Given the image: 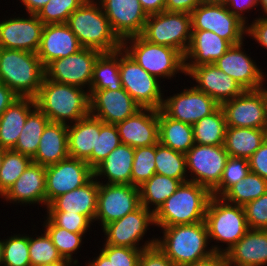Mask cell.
I'll list each match as a JSON object with an SVG mask.
<instances>
[{
	"label": "cell",
	"mask_w": 267,
	"mask_h": 266,
	"mask_svg": "<svg viewBox=\"0 0 267 266\" xmlns=\"http://www.w3.org/2000/svg\"><path fill=\"white\" fill-rule=\"evenodd\" d=\"M49 122L48 117L36 107L28 115L13 150L32 159L38 150L40 138Z\"/></svg>",
	"instance_id": "obj_38"
},
{
	"label": "cell",
	"mask_w": 267,
	"mask_h": 266,
	"mask_svg": "<svg viewBox=\"0 0 267 266\" xmlns=\"http://www.w3.org/2000/svg\"><path fill=\"white\" fill-rule=\"evenodd\" d=\"M122 49L158 79H171L177 73L185 75L184 56L172 47L150 43L139 35L123 40Z\"/></svg>",
	"instance_id": "obj_7"
},
{
	"label": "cell",
	"mask_w": 267,
	"mask_h": 266,
	"mask_svg": "<svg viewBox=\"0 0 267 266\" xmlns=\"http://www.w3.org/2000/svg\"><path fill=\"white\" fill-rule=\"evenodd\" d=\"M140 206L139 187L129 184H104L99 181L95 221L101 222L102 228Z\"/></svg>",
	"instance_id": "obj_14"
},
{
	"label": "cell",
	"mask_w": 267,
	"mask_h": 266,
	"mask_svg": "<svg viewBox=\"0 0 267 266\" xmlns=\"http://www.w3.org/2000/svg\"><path fill=\"white\" fill-rule=\"evenodd\" d=\"M45 69L37 53L0 48V82L18 97L35 98Z\"/></svg>",
	"instance_id": "obj_5"
},
{
	"label": "cell",
	"mask_w": 267,
	"mask_h": 266,
	"mask_svg": "<svg viewBox=\"0 0 267 266\" xmlns=\"http://www.w3.org/2000/svg\"><path fill=\"white\" fill-rule=\"evenodd\" d=\"M254 22L247 23V31L245 36L254 38L257 43L267 49V18H255Z\"/></svg>",
	"instance_id": "obj_54"
},
{
	"label": "cell",
	"mask_w": 267,
	"mask_h": 266,
	"mask_svg": "<svg viewBox=\"0 0 267 266\" xmlns=\"http://www.w3.org/2000/svg\"><path fill=\"white\" fill-rule=\"evenodd\" d=\"M32 159L13 149L5 150L0 168V196L2 197L14 182L22 175Z\"/></svg>",
	"instance_id": "obj_42"
},
{
	"label": "cell",
	"mask_w": 267,
	"mask_h": 266,
	"mask_svg": "<svg viewBox=\"0 0 267 266\" xmlns=\"http://www.w3.org/2000/svg\"><path fill=\"white\" fill-rule=\"evenodd\" d=\"M185 155L189 181L212 191L219 184L229 158L224 145L194 144Z\"/></svg>",
	"instance_id": "obj_12"
},
{
	"label": "cell",
	"mask_w": 267,
	"mask_h": 266,
	"mask_svg": "<svg viewBox=\"0 0 267 266\" xmlns=\"http://www.w3.org/2000/svg\"><path fill=\"white\" fill-rule=\"evenodd\" d=\"M243 208L249 229L267 230V192Z\"/></svg>",
	"instance_id": "obj_50"
},
{
	"label": "cell",
	"mask_w": 267,
	"mask_h": 266,
	"mask_svg": "<svg viewBox=\"0 0 267 266\" xmlns=\"http://www.w3.org/2000/svg\"><path fill=\"white\" fill-rule=\"evenodd\" d=\"M122 144L146 147L159 142L158 110L141 108L134 115L116 124Z\"/></svg>",
	"instance_id": "obj_23"
},
{
	"label": "cell",
	"mask_w": 267,
	"mask_h": 266,
	"mask_svg": "<svg viewBox=\"0 0 267 266\" xmlns=\"http://www.w3.org/2000/svg\"><path fill=\"white\" fill-rule=\"evenodd\" d=\"M266 192L267 180L250 171L244 179L231 186L221 198L230 204L244 206Z\"/></svg>",
	"instance_id": "obj_39"
},
{
	"label": "cell",
	"mask_w": 267,
	"mask_h": 266,
	"mask_svg": "<svg viewBox=\"0 0 267 266\" xmlns=\"http://www.w3.org/2000/svg\"><path fill=\"white\" fill-rule=\"evenodd\" d=\"M147 15L161 13L165 10V0H139Z\"/></svg>",
	"instance_id": "obj_59"
},
{
	"label": "cell",
	"mask_w": 267,
	"mask_h": 266,
	"mask_svg": "<svg viewBox=\"0 0 267 266\" xmlns=\"http://www.w3.org/2000/svg\"><path fill=\"white\" fill-rule=\"evenodd\" d=\"M134 161V148L127 144H120L94 169V177L108 179L107 184L131 185L132 164Z\"/></svg>",
	"instance_id": "obj_32"
},
{
	"label": "cell",
	"mask_w": 267,
	"mask_h": 266,
	"mask_svg": "<svg viewBox=\"0 0 267 266\" xmlns=\"http://www.w3.org/2000/svg\"><path fill=\"white\" fill-rule=\"evenodd\" d=\"M161 229L163 237L156 238V245L175 266L194 263L214 253L208 247L209 236L205 221Z\"/></svg>",
	"instance_id": "obj_3"
},
{
	"label": "cell",
	"mask_w": 267,
	"mask_h": 266,
	"mask_svg": "<svg viewBox=\"0 0 267 266\" xmlns=\"http://www.w3.org/2000/svg\"><path fill=\"white\" fill-rule=\"evenodd\" d=\"M227 127L267 129L263 94L258 90H245L241 95L220 105Z\"/></svg>",
	"instance_id": "obj_17"
},
{
	"label": "cell",
	"mask_w": 267,
	"mask_h": 266,
	"mask_svg": "<svg viewBox=\"0 0 267 266\" xmlns=\"http://www.w3.org/2000/svg\"><path fill=\"white\" fill-rule=\"evenodd\" d=\"M181 183L180 180L155 173L148 181L139 186L141 205L155 213Z\"/></svg>",
	"instance_id": "obj_36"
},
{
	"label": "cell",
	"mask_w": 267,
	"mask_h": 266,
	"mask_svg": "<svg viewBox=\"0 0 267 266\" xmlns=\"http://www.w3.org/2000/svg\"><path fill=\"white\" fill-rule=\"evenodd\" d=\"M114 33L123 41L142 34L148 15L139 0H97Z\"/></svg>",
	"instance_id": "obj_18"
},
{
	"label": "cell",
	"mask_w": 267,
	"mask_h": 266,
	"mask_svg": "<svg viewBox=\"0 0 267 266\" xmlns=\"http://www.w3.org/2000/svg\"><path fill=\"white\" fill-rule=\"evenodd\" d=\"M219 107L213 98L193 86L164 98L161 110L171 119L194 125Z\"/></svg>",
	"instance_id": "obj_16"
},
{
	"label": "cell",
	"mask_w": 267,
	"mask_h": 266,
	"mask_svg": "<svg viewBox=\"0 0 267 266\" xmlns=\"http://www.w3.org/2000/svg\"><path fill=\"white\" fill-rule=\"evenodd\" d=\"M249 172L248 159L229 157L219 184L211 191L212 196L221 197L231 186L244 179Z\"/></svg>",
	"instance_id": "obj_48"
},
{
	"label": "cell",
	"mask_w": 267,
	"mask_h": 266,
	"mask_svg": "<svg viewBox=\"0 0 267 266\" xmlns=\"http://www.w3.org/2000/svg\"><path fill=\"white\" fill-rule=\"evenodd\" d=\"M212 193L195 182L181 183L178 189L154 213L160 228L202 222Z\"/></svg>",
	"instance_id": "obj_4"
},
{
	"label": "cell",
	"mask_w": 267,
	"mask_h": 266,
	"mask_svg": "<svg viewBox=\"0 0 267 266\" xmlns=\"http://www.w3.org/2000/svg\"><path fill=\"white\" fill-rule=\"evenodd\" d=\"M66 24L83 48L95 49L101 53L122 49V41L112 30L97 0H86L69 16Z\"/></svg>",
	"instance_id": "obj_2"
},
{
	"label": "cell",
	"mask_w": 267,
	"mask_h": 266,
	"mask_svg": "<svg viewBox=\"0 0 267 266\" xmlns=\"http://www.w3.org/2000/svg\"><path fill=\"white\" fill-rule=\"evenodd\" d=\"M17 98L18 96L10 88L0 82V116Z\"/></svg>",
	"instance_id": "obj_58"
},
{
	"label": "cell",
	"mask_w": 267,
	"mask_h": 266,
	"mask_svg": "<svg viewBox=\"0 0 267 266\" xmlns=\"http://www.w3.org/2000/svg\"><path fill=\"white\" fill-rule=\"evenodd\" d=\"M104 122L91 114L68 125L69 157L86 161L96 150L97 134Z\"/></svg>",
	"instance_id": "obj_31"
},
{
	"label": "cell",
	"mask_w": 267,
	"mask_h": 266,
	"mask_svg": "<svg viewBox=\"0 0 267 266\" xmlns=\"http://www.w3.org/2000/svg\"><path fill=\"white\" fill-rule=\"evenodd\" d=\"M29 258L31 266H41L57 262H71L62 258L48 234L29 236Z\"/></svg>",
	"instance_id": "obj_43"
},
{
	"label": "cell",
	"mask_w": 267,
	"mask_h": 266,
	"mask_svg": "<svg viewBox=\"0 0 267 266\" xmlns=\"http://www.w3.org/2000/svg\"><path fill=\"white\" fill-rule=\"evenodd\" d=\"M44 24L36 14L0 21V48L37 53Z\"/></svg>",
	"instance_id": "obj_19"
},
{
	"label": "cell",
	"mask_w": 267,
	"mask_h": 266,
	"mask_svg": "<svg viewBox=\"0 0 267 266\" xmlns=\"http://www.w3.org/2000/svg\"><path fill=\"white\" fill-rule=\"evenodd\" d=\"M47 214L45 218H48L54 225L74 233H86L92 224L87 216L79 213L47 211Z\"/></svg>",
	"instance_id": "obj_49"
},
{
	"label": "cell",
	"mask_w": 267,
	"mask_h": 266,
	"mask_svg": "<svg viewBox=\"0 0 267 266\" xmlns=\"http://www.w3.org/2000/svg\"><path fill=\"white\" fill-rule=\"evenodd\" d=\"M267 138V129L227 127L224 147L229 157L249 159Z\"/></svg>",
	"instance_id": "obj_33"
},
{
	"label": "cell",
	"mask_w": 267,
	"mask_h": 266,
	"mask_svg": "<svg viewBox=\"0 0 267 266\" xmlns=\"http://www.w3.org/2000/svg\"><path fill=\"white\" fill-rule=\"evenodd\" d=\"M231 44L212 31L192 30L191 41L184 55L185 67L213 64Z\"/></svg>",
	"instance_id": "obj_26"
},
{
	"label": "cell",
	"mask_w": 267,
	"mask_h": 266,
	"mask_svg": "<svg viewBox=\"0 0 267 266\" xmlns=\"http://www.w3.org/2000/svg\"><path fill=\"white\" fill-rule=\"evenodd\" d=\"M139 266H175L174 263L157 247L143 249L139 257Z\"/></svg>",
	"instance_id": "obj_52"
},
{
	"label": "cell",
	"mask_w": 267,
	"mask_h": 266,
	"mask_svg": "<svg viewBox=\"0 0 267 266\" xmlns=\"http://www.w3.org/2000/svg\"><path fill=\"white\" fill-rule=\"evenodd\" d=\"M159 143L186 154L194 145L192 125L168 117L158 110Z\"/></svg>",
	"instance_id": "obj_34"
},
{
	"label": "cell",
	"mask_w": 267,
	"mask_h": 266,
	"mask_svg": "<svg viewBox=\"0 0 267 266\" xmlns=\"http://www.w3.org/2000/svg\"><path fill=\"white\" fill-rule=\"evenodd\" d=\"M100 251L112 262L113 266H139L142 249L112 246L104 243Z\"/></svg>",
	"instance_id": "obj_51"
},
{
	"label": "cell",
	"mask_w": 267,
	"mask_h": 266,
	"mask_svg": "<svg viewBox=\"0 0 267 266\" xmlns=\"http://www.w3.org/2000/svg\"><path fill=\"white\" fill-rule=\"evenodd\" d=\"M3 261V240H0V266H2Z\"/></svg>",
	"instance_id": "obj_65"
},
{
	"label": "cell",
	"mask_w": 267,
	"mask_h": 266,
	"mask_svg": "<svg viewBox=\"0 0 267 266\" xmlns=\"http://www.w3.org/2000/svg\"><path fill=\"white\" fill-rule=\"evenodd\" d=\"M155 171L156 174L180 180L182 183L189 181L186 155L159 142L156 144Z\"/></svg>",
	"instance_id": "obj_40"
},
{
	"label": "cell",
	"mask_w": 267,
	"mask_h": 266,
	"mask_svg": "<svg viewBox=\"0 0 267 266\" xmlns=\"http://www.w3.org/2000/svg\"><path fill=\"white\" fill-rule=\"evenodd\" d=\"M225 255L232 266H266L267 230L249 229Z\"/></svg>",
	"instance_id": "obj_28"
},
{
	"label": "cell",
	"mask_w": 267,
	"mask_h": 266,
	"mask_svg": "<svg viewBox=\"0 0 267 266\" xmlns=\"http://www.w3.org/2000/svg\"><path fill=\"white\" fill-rule=\"evenodd\" d=\"M243 46V42L231 45L213 64L237 81L244 90H258L264 85V72L245 53V50L242 51Z\"/></svg>",
	"instance_id": "obj_22"
},
{
	"label": "cell",
	"mask_w": 267,
	"mask_h": 266,
	"mask_svg": "<svg viewBox=\"0 0 267 266\" xmlns=\"http://www.w3.org/2000/svg\"><path fill=\"white\" fill-rule=\"evenodd\" d=\"M248 160L250 171L267 180V138Z\"/></svg>",
	"instance_id": "obj_53"
},
{
	"label": "cell",
	"mask_w": 267,
	"mask_h": 266,
	"mask_svg": "<svg viewBox=\"0 0 267 266\" xmlns=\"http://www.w3.org/2000/svg\"><path fill=\"white\" fill-rule=\"evenodd\" d=\"M94 177L93 169L81 159L68 157L46 167V206L56 197L82 187Z\"/></svg>",
	"instance_id": "obj_15"
},
{
	"label": "cell",
	"mask_w": 267,
	"mask_h": 266,
	"mask_svg": "<svg viewBox=\"0 0 267 266\" xmlns=\"http://www.w3.org/2000/svg\"><path fill=\"white\" fill-rule=\"evenodd\" d=\"M156 144L134 149L131 185L139 187L155 173Z\"/></svg>",
	"instance_id": "obj_44"
},
{
	"label": "cell",
	"mask_w": 267,
	"mask_h": 266,
	"mask_svg": "<svg viewBox=\"0 0 267 266\" xmlns=\"http://www.w3.org/2000/svg\"><path fill=\"white\" fill-rule=\"evenodd\" d=\"M68 157V124L49 122L32 162L47 167Z\"/></svg>",
	"instance_id": "obj_29"
},
{
	"label": "cell",
	"mask_w": 267,
	"mask_h": 266,
	"mask_svg": "<svg viewBox=\"0 0 267 266\" xmlns=\"http://www.w3.org/2000/svg\"><path fill=\"white\" fill-rule=\"evenodd\" d=\"M209 240L226 243V248L210 246L214 253L225 254L249 230L243 206L230 204L221 197L212 196L205 215Z\"/></svg>",
	"instance_id": "obj_6"
},
{
	"label": "cell",
	"mask_w": 267,
	"mask_h": 266,
	"mask_svg": "<svg viewBox=\"0 0 267 266\" xmlns=\"http://www.w3.org/2000/svg\"><path fill=\"white\" fill-rule=\"evenodd\" d=\"M192 34L191 15L164 10L148 15L141 36L150 43L172 47L185 55Z\"/></svg>",
	"instance_id": "obj_8"
},
{
	"label": "cell",
	"mask_w": 267,
	"mask_h": 266,
	"mask_svg": "<svg viewBox=\"0 0 267 266\" xmlns=\"http://www.w3.org/2000/svg\"><path fill=\"white\" fill-rule=\"evenodd\" d=\"M119 70L123 88L138 105L162 108L164 95L159 79L145 71L123 49L119 50Z\"/></svg>",
	"instance_id": "obj_9"
},
{
	"label": "cell",
	"mask_w": 267,
	"mask_h": 266,
	"mask_svg": "<svg viewBox=\"0 0 267 266\" xmlns=\"http://www.w3.org/2000/svg\"><path fill=\"white\" fill-rule=\"evenodd\" d=\"M43 227L62 258L78 264V260L73 259V254H75L82 245V238L85 233L70 232L54 225L48 218L43 223Z\"/></svg>",
	"instance_id": "obj_41"
},
{
	"label": "cell",
	"mask_w": 267,
	"mask_h": 266,
	"mask_svg": "<svg viewBox=\"0 0 267 266\" xmlns=\"http://www.w3.org/2000/svg\"><path fill=\"white\" fill-rule=\"evenodd\" d=\"M45 177L46 167L31 162L2 197L13 204H42L46 207Z\"/></svg>",
	"instance_id": "obj_24"
},
{
	"label": "cell",
	"mask_w": 267,
	"mask_h": 266,
	"mask_svg": "<svg viewBox=\"0 0 267 266\" xmlns=\"http://www.w3.org/2000/svg\"><path fill=\"white\" fill-rule=\"evenodd\" d=\"M192 128L194 144L224 145L227 123L221 107L197 121Z\"/></svg>",
	"instance_id": "obj_37"
},
{
	"label": "cell",
	"mask_w": 267,
	"mask_h": 266,
	"mask_svg": "<svg viewBox=\"0 0 267 266\" xmlns=\"http://www.w3.org/2000/svg\"><path fill=\"white\" fill-rule=\"evenodd\" d=\"M119 70V50L101 53L93 66V77L89 90L122 89Z\"/></svg>",
	"instance_id": "obj_35"
},
{
	"label": "cell",
	"mask_w": 267,
	"mask_h": 266,
	"mask_svg": "<svg viewBox=\"0 0 267 266\" xmlns=\"http://www.w3.org/2000/svg\"><path fill=\"white\" fill-rule=\"evenodd\" d=\"M89 93L90 114L104 123L116 125L142 108L124 88L89 90Z\"/></svg>",
	"instance_id": "obj_20"
},
{
	"label": "cell",
	"mask_w": 267,
	"mask_h": 266,
	"mask_svg": "<svg viewBox=\"0 0 267 266\" xmlns=\"http://www.w3.org/2000/svg\"><path fill=\"white\" fill-rule=\"evenodd\" d=\"M33 108V109H32ZM36 108L34 98L18 97L0 116V147L14 149L28 115Z\"/></svg>",
	"instance_id": "obj_30"
},
{
	"label": "cell",
	"mask_w": 267,
	"mask_h": 266,
	"mask_svg": "<svg viewBox=\"0 0 267 266\" xmlns=\"http://www.w3.org/2000/svg\"><path fill=\"white\" fill-rule=\"evenodd\" d=\"M185 75L195 80L194 87L213 98L219 105L241 95V85L214 64L185 67Z\"/></svg>",
	"instance_id": "obj_21"
},
{
	"label": "cell",
	"mask_w": 267,
	"mask_h": 266,
	"mask_svg": "<svg viewBox=\"0 0 267 266\" xmlns=\"http://www.w3.org/2000/svg\"><path fill=\"white\" fill-rule=\"evenodd\" d=\"M190 15L192 30L212 31L231 45L244 42L247 24L233 15L223 3H202Z\"/></svg>",
	"instance_id": "obj_10"
},
{
	"label": "cell",
	"mask_w": 267,
	"mask_h": 266,
	"mask_svg": "<svg viewBox=\"0 0 267 266\" xmlns=\"http://www.w3.org/2000/svg\"><path fill=\"white\" fill-rule=\"evenodd\" d=\"M260 90L262 91L263 94V100H264V104H265V118H266V122H267V88L265 89V87H263V85L260 87Z\"/></svg>",
	"instance_id": "obj_62"
},
{
	"label": "cell",
	"mask_w": 267,
	"mask_h": 266,
	"mask_svg": "<svg viewBox=\"0 0 267 266\" xmlns=\"http://www.w3.org/2000/svg\"><path fill=\"white\" fill-rule=\"evenodd\" d=\"M259 6H261V9L260 10H262L264 12L263 16H260V17L267 18L266 17L267 16V0H260Z\"/></svg>",
	"instance_id": "obj_63"
},
{
	"label": "cell",
	"mask_w": 267,
	"mask_h": 266,
	"mask_svg": "<svg viewBox=\"0 0 267 266\" xmlns=\"http://www.w3.org/2000/svg\"><path fill=\"white\" fill-rule=\"evenodd\" d=\"M82 48L78 38L66 23L47 24L43 28L37 55L45 67L52 60L67 57Z\"/></svg>",
	"instance_id": "obj_25"
},
{
	"label": "cell",
	"mask_w": 267,
	"mask_h": 266,
	"mask_svg": "<svg viewBox=\"0 0 267 266\" xmlns=\"http://www.w3.org/2000/svg\"><path fill=\"white\" fill-rule=\"evenodd\" d=\"M99 181L93 177L88 183L53 199L46 211H66L87 216L95 222Z\"/></svg>",
	"instance_id": "obj_27"
},
{
	"label": "cell",
	"mask_w": 267,
	"mask_h": 266,
	"mask_svg": "<svg viewBox=\"0 0 267 266\" xmlns=\"http://www.w3.org/2000/svg\"><path fill=\"white\" fill-rule=\"evenodd\" d=\"M225 0H207V2H218L223 3Z\"/></svg>",
	"instance_id": "obj_67"
},
{
	"label": "cell",
	"mask_w": 267,
	"mask_h": 266,
	"mask_svg": "<svg viewBox=\"0 0 267 266\" xmlns=\"http://www.w3.org/2000/svg\"><path fill=\"white\" fill-rule=\"evenodd\" d=\"M150 225H155L154 213L141 205L135 211L108 223L102 228L104 235H106L104 236L106 237L105 244L142 250L154 246L156 245V238L146 240L144 245L139 247L141 245L139 242L143 240Z\"/></svg>",
	"instance_id": "obj_11"
},
{
	"label": "cell",
	"mask_w": 267,
	"mask_h": 266,
	"mask_svg": "<svg viewBox=\"0 0 267 266\" xmlns=\"http://www.w3.org/2000/svg\"><path fill=\"white\" fill-rule=\"evenodd\" d=\"M34 99L36 107L50 122L70 124L90 114L88 89L58 83L45 77Z\"/></svg>",
	"instance_id": "obj_1"
},
{
	"label": "cell",
	"mask_w": 267,
	"mask_h": 266,
	"mask_svg": "<svg viewBox=\"0 0 267 266\" xmlns=\"http://www.w3.org/2000/svg\"><path fill=\"white\" fill-rule=\"evenodd\" d=\"M260 0H225L223 4L229 9V11L237 16L245 24L248 22L245 12L255 8L259 5ZM244 12V13H243ZM247 21V22H246Z\"/></svg>",
	"instance_id": "obj_55"
},
{
	"label": "cell",
	"mask_w": 267,
	"mask_h": 266,
	"mask_svg": "<svg viewBox=\"0 0 267 266\" xmlns=\"http://www.w3.org/2000/svg\"><path fill=\"white\" fill-rule=\"evenodd\" d=\"M207 0H165V10L190 14L198 5Z\"/></svg>",
	"instance_id": "obj_56"
},
{
	"label": "cell",
	"mask_w": 267,
	"mask_h": 266,
	"mask_svg": "<svg viewBox=\"0 0 267 266\" xmlns=\"http://www.w3.org/2000/svg\"><path fill=\"white\" fill-rule=\"evenodd\" d=\"M228 264L225 254L213 253L208 258L184 266H228Z\"/></svg>",
	"instance_id": "obj_57"
},
{
	"label": "cell",
	"mask_w": 267,
	"mask_h": 266,
	"mask_svg": "<svg viewBox=\"0 0 267 266\" xmlns=\"http://www.w3.org/2000/svg\"><path fill=\"white\" fill-rule=\"evenodd\" d=\"M77 265L73 262H57V263H52V264H46V265H41V266H73Z\"/></svg>",
	"instance_id": "obj_64"
},
{
	"label": "cell",
	"mask_w": 267,
	"mask_h": 266,
	"mask_svg": "<svg viewBox=\"0 0 267 266\" xmlns=\"http://www.w3.org/2000/svg\"><path fill=\"white\" fill-rule=\"evenodd\" d=\"M85 1L86 0H50L36 15L44 25L64 24L67 23L69 16Z\"/></svg>",
	"instance_id": "obj_47"
},
{
	"label": "cell",
	"mask_w": 267,
	"mask_h": 266,
	"mask_svg": "<svg viewBox=\"0 0 267 266\" xmlns=\"http://www.w3.org/2000/svg\"><path fill=\"white\" fill-rule=\"evenodd\" d=\"M113 266L112 262L108 260V258L100 251L99 255L90 260L89 263L87 262L86 266Z\"/></svg>",
	"instance_id": "obj_61"
},
{
	"label": "cell",
	"mask_w": 267,
	"mask_h": 266,
	"mask_svg": "<svg viewBox=\"0 0 267 266\" xmlns=\"http://www.w3.org/2000/svg\"><path fill=\"white\" fill-rule=\"evenodd\" d=\"M120 144L121 140L117 126L103 123L100 126V134H97L96 150H92V154L86 162L94 169Z\"/></svg>",
	"instance_id": "obj_46"
},
{
	"label": "cell",
	"mask_w": 267,
	"mask_h": 266,
	"mask_svg": "<svg viewBox=\"0 0 267 266\" xmlns=\"http://www.w3.org/2000/svg\"><path fill=\"white\" fill-rule=\"evenodd\" d=\"M2 266H31L27 234H14L8 239H3Z\"/></svg>",
	"instance_id": "obj_45"
},
{
	"label": "cell",
	"mask_w": 267,
	"mask_h": 266,
	"mask_svg": "<svg viewBox=\"0 0 267 266\" xmlns=\"http://www.w3.org/2000/svg\"><path fill=\"white\" fill-rule=\"evenodd\" d=\"M50 0H21L27 14H37Z\"/></svg>",
	"instance_id": "obj_60"
},
{
	"label": "cell",
	"mask_w": 267,
	"mask_h": 266,
	"mask_svg": "<svg viewBox=\"0 0 267 266\" xmlns=\"http://www.w3.org/2000/svg\"><path fill=\"white\" fill-rule=\"evenodd\" d=\"M101 54L91 48H82L67 57L52 60L45 69V78L63 84L90 89L93 66Z\"/></svg>",
	"instance_id": "obj_13"
},
{
	"label": "cell",
	"mask_w": 267,
	"mask_h": 266,
	"mask_svg": "<svg viewBox=\"0 0 267 266\" xmlns=\"http://www.w3.org/2000/svg\"><path fill=\"white\" fill-rule=\"evenodd\" d=\"M5 150L6 149H3L0 147V168L2 166V161H3L4 155H5Z\"/></svg>",
	"instance_id": "obj_66"
}]
</instances>
